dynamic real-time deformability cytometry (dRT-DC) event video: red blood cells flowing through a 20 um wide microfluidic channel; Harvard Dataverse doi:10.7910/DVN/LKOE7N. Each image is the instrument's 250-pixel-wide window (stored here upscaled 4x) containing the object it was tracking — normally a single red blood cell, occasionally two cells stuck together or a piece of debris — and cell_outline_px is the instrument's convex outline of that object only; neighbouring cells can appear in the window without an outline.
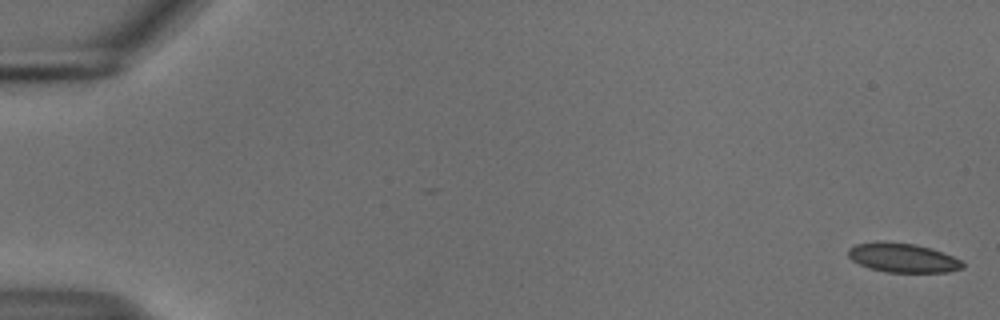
{"species": "common noctule bat (a hibernating species)", "species_latin": "Nyctalus noctula", "temperature_condition": "cold", "stored_images_in_passage": 55, "camera_frame_rate_fps": 3000, "um_per_image_px": 0.085, "animal": {"sex": "male", "body_mass_g": 18.8}, "frame": {"image": 1, "passage_image": 1, "time_ms": 0.0, "image_size_px": [1000, 320], "cell_outline_px": [[964, 268], [948, 272], [884, 272], [868, 268], [852, 260], [848, 256], [848, 248], [856, 244], [876, 240], [884, 240], [916, 244], [932, 248], [952, 256], [960, 260], [964, 264]], "centroid_in_image_um": [76.7, 21.89], "position_along_channel_um": 8.3, "area_um2": 19.83}}
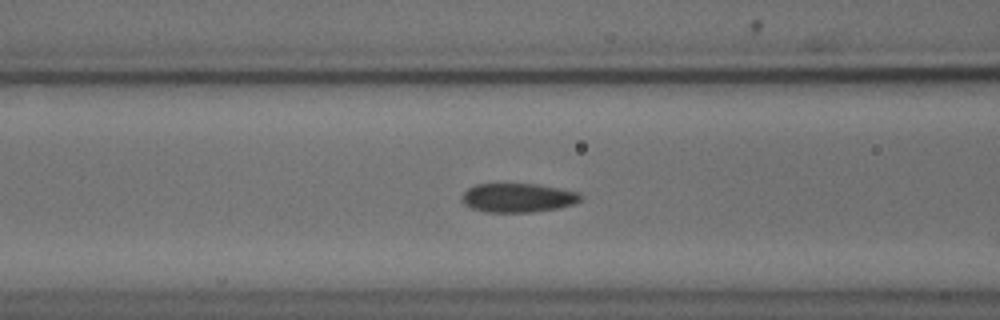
{"frame": {"image": 2, "passage_image": 23, "time_ms": 7.333, "image_size_px": [1000, 320], "cell_outline_px": [[584, 196], [576, 204], [556, 208], [532, 212], [484, 212], [472, 208], [464, 204], [460, 200], [460, 196], [468, 188], [476, 184], [536, 184], [560, 188], [580, 192]], "centroid_in_image_um": [44.03, 16.81], "position_along_channel_um": 122.6, "area_um2": 20.29}}
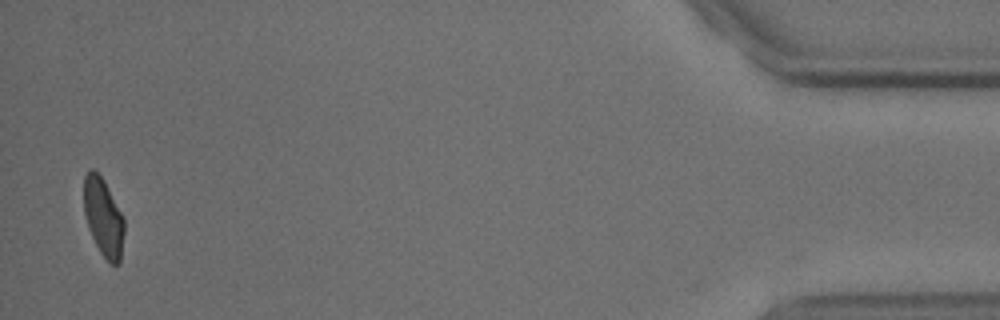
{"frame": {"image": 3, "passage_image": 54, "time_ms": 17.667, "image_size_px": [1000, 320], "cell_outline_px": [[124, 232], [120, 264], [112, 264], [100, 252], [88, 228], [84, 212], [84, 176], [92, 168], [104, 180], [124, 216]], "centroid_in_image_um": [8.8, 18.47], "position_along_channel_um": 426.4, "area_um2": 18.32}, "authors_computed_cell_mechanics": {"area_um2": 20.23, "velocity_mm_per_s": 3.7124, "shape_relaxation_time_tau1_ms": 4.261, "shape_relaxation_time_tau2_ms": 1.6106, "deformation_change_tau1": 0.1049, "deformation_change_tau2": 0.0504}}